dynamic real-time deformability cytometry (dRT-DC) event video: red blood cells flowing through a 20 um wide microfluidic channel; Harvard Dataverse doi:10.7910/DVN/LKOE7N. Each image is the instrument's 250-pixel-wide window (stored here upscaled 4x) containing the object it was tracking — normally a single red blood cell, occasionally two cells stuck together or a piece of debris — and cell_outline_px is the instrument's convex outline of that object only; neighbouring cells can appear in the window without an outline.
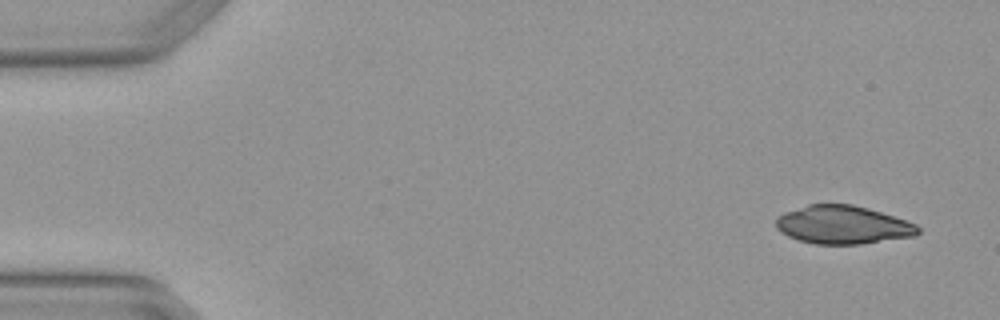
{"species": "Egyptian fruit bat (a non-hibernating species)", "species_latin": "Rousettus aegyptiacus", "temperature_condition": "warm", "stored_images_in_passage": 5, "camera_frame_rate_fps": 3000, "um_per_image_px": 0.085, "animal": {"sex": "female"}, "frame": {"image": 1, "passage_image": 1, "time_ms": 0.0, "image_size_px": [1000, 320], "cell_outline_px": [[920, 232], [916, 236], [860, 244], [816, 244], [800, 240], [788, 236], [780, 232], [776, 228], [776, 216], [784, 212], [808, 204], [852, 204], [868, 208], [916, 224], [920, 228]], "centroid_in_image_um": [71.62, 19.11], "position_along_channel_um": 13.4, "area_um2": 31.67}}
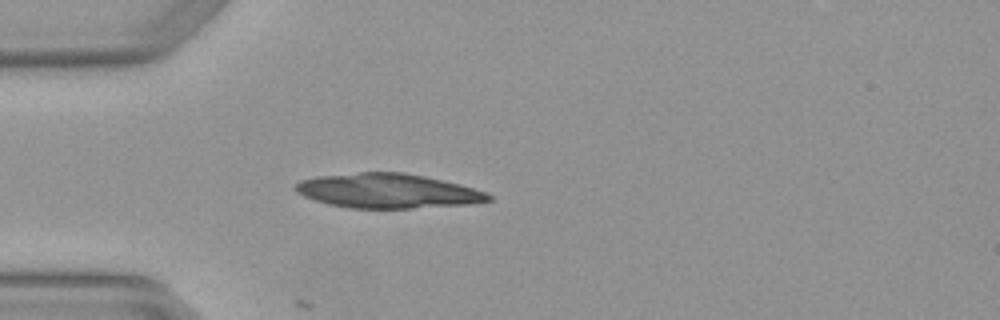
{"frame": {"image": 2, "passage_image": 4, "time_ms": 1.0, "image_size_px": [1000, 320], "cell_outline_px": [[492, 200], [472, 204], [412, 208], [348, 208], [328, 204], [304, 196], [296, 192], [292, 188], [300, 180], [316, 176], [360, 172], [404, 172], [424, 176], [460, 184], [484, 192], [492, 196]], "centroid_in_image_um": [32.93, 16.22], "position_along_channel_um": 52.1, "area_um2": 38.84}}